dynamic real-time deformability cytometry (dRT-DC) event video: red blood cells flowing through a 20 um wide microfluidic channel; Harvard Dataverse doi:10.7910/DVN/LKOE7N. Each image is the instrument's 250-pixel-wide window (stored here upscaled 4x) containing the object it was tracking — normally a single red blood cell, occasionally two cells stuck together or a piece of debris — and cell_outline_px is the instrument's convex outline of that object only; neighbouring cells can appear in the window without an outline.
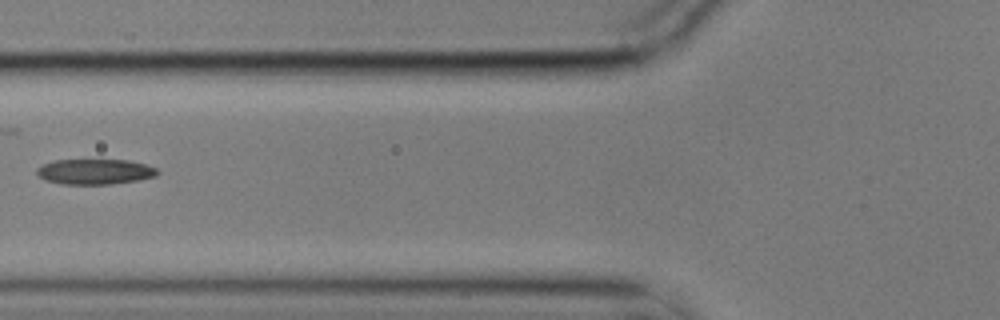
{"species": "common noctule bat (a hibernating species)", "species_latin": "Nyctalus noctula", "temperature_condition": "cold", "stored_images_in_passage": 11, "camera_frame_rate_fps": 3000, "um_per_image_px": 0.085, "animal": {"sex": "male", "body_mass_g": 17.9}, "frame": {"image": 1, "passage_image": 6, "time_ms": 1.667, "image_size_px": [1000, 320], "cell_outline_px": [[160, 172], [156, 176], [140, 180], [108, 184], [60, 184], [44, 180], [36, 172], [36, 168], [44, 164], [56, 160], [128, 160], [144, 164], [156, 168]], "centroid_in_image_um": [8.07, 14.6], "position_along_channel_um": 117.7, "area_um2": 17.8}}
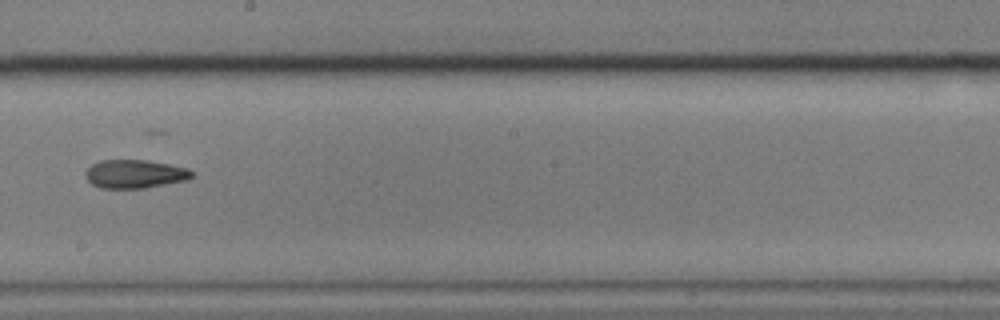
{"frame": {"image": 2, "passage_image": 9, "time_ms": 2.667, "image_size_px": [1000, 320], "cell_outline_px": [[196, 176], [188, 180], [144, 188], [100, 188], [92, 184], [84, 176], [84, 172], [92, 164], [100, 160], [144, 160], [168, 164], [188, 168], [196, 172]], "centroid_in_image_um": [11.5, 14.79], "position_along_channel_um": 236.7, "area_um2": 17.86}}
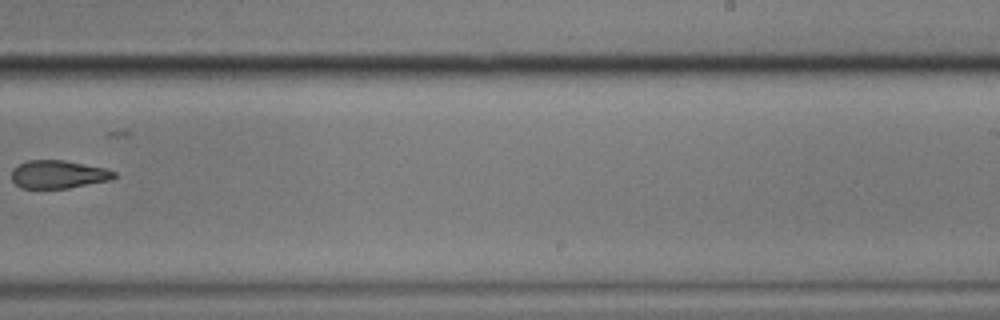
{"frame": {"image": 3, "passage_image": 10, "time_ms": 3.0, "image_size_px": [1000, 320], "cell_outline_px": [[116, 176], [112, 180], [68, 188], [20, 188], [12, 180], [12, 168], [28, 160], [64, 160], [104, 168], [116, 172]], "centroid_in_image_um": [4.96, 14.82], "position_along_channel_um": 284.0, "area_um2": 16.76}}